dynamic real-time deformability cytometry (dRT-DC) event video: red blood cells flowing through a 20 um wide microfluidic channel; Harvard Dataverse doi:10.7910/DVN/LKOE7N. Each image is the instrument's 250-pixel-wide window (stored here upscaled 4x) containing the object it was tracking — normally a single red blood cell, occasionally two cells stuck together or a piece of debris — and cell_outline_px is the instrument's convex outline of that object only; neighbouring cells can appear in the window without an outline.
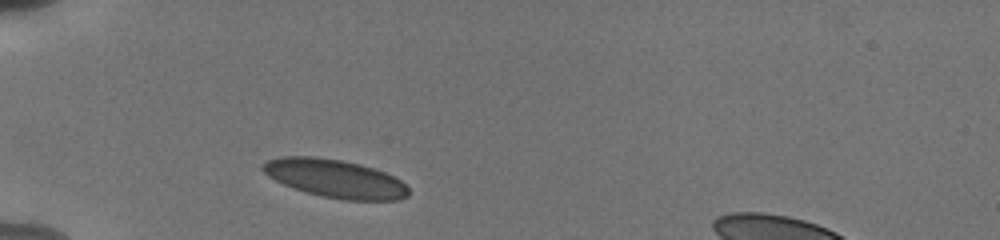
{"species": "human", "species_latin": "Homo sapiens", "temperature_condition": "cold", "stored_images_in_passage": 32, "camera_frame_rate_fps": 3000, "um_per_image_px": 0.085, "donor": {"sex": "male"}, "frame": {"image": 1, "passage_image": 1, "time_ms": 0.0, "image_size_px": [1000, 240], "cell_outline_px": [[408, 196], [400, 200], [344, 200], [320, 196], [292, 188], [268, 176], [260, 168], [268, 160], [280, 156], [312, 156], [340, 160], [360, 164], [384, 172], [400, 180], [408, 188]], "centroid_in_image_um": [28.46, 15.18], "position_along_channel_um": 56.5, "area_um2": 32.31}}
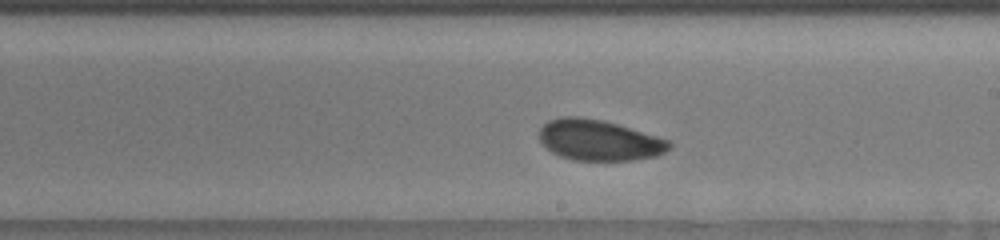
{"frame": {"image": 2, "passage_image": 17, "time_ms": 5.333, "image_size_px": [1000, 240], "cell_outline_px": [[672, 148], [656, 156], [632, 160], [572, 160], [560, 156], [552, 152], [540, 140], [540, 128], [548, 120], [560, 116], [580, 116], [604, 120], [656, 136], [668, 140], [672, 144]], "centroid_in_image_um": [50.91, 11.9], "position_along_channel_um": 238.1, "area_um2": 30.81}}
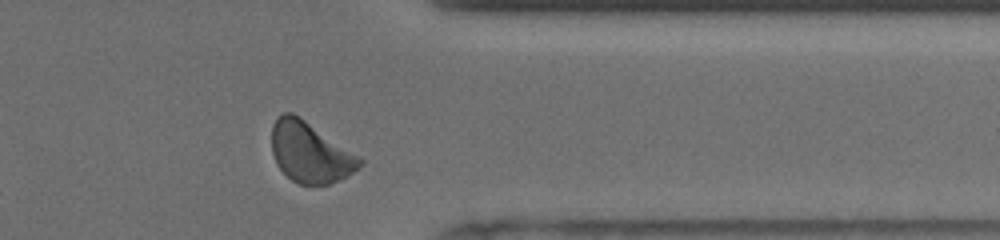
{"frame": {"image": 3, "passage_image": 29, "time_ms": 9.333, "image_size_px": [1000, 240], "cell_outline_px": [[364, 164], [360, 168], [328, 184], [300, 184], [292, 180], [276, 164], [272, 152], [272, 124], [284, 112], [292, 112], [300, 116], [360, 156], [364, 160]], "centroid_in_image_um": [26.37, 12.93], "position_along_channel_um": 385.0, "area_um2": 30.87}, "authors_computed_cell_mechanics": {"area_um2": 30.8363, "velocity_mm_per_s": 3.7555, "shape_relaxation_time_tau1_ms": 3.9958, "shape_relaxation_time_tau2_ms": 1.4447, "deformation_change_tau1": 0.0896, "deformation_change_tau2": 0.0503}}